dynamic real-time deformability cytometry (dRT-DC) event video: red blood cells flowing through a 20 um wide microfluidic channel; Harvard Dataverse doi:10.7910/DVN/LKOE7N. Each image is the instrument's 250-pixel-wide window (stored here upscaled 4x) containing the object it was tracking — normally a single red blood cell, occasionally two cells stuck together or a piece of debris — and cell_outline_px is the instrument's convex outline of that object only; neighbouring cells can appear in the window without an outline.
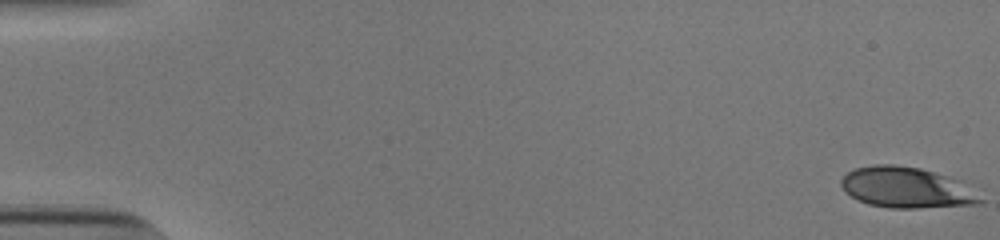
{"species": "human", "species_latin": "Homo sapiens", "temperature_condition": "cold", "stored_images_in_passage": 51, "camera_frame_rate_fps": 3000, "um_per_image_px": 0.085, "donor": {"sex": "male"}, "frame": {"image": 1, "passage_image": 1, "time_ms": 0.0, "image_size_px": [1000, 240], "cell_outline_px": [[984, 200], [980, 204], [916, 208], [888, 208], [868, 204], [844, 192], [840, 184], [840, 180], [848, 172], [856, 168], [872, 164], [892, 164], [920, 168], [948, 176], [960, 180]], "centroid_in_image_um": [77.03, 15.94], "position_along_channel_um": 8.0, "area_um2": 33.06}}
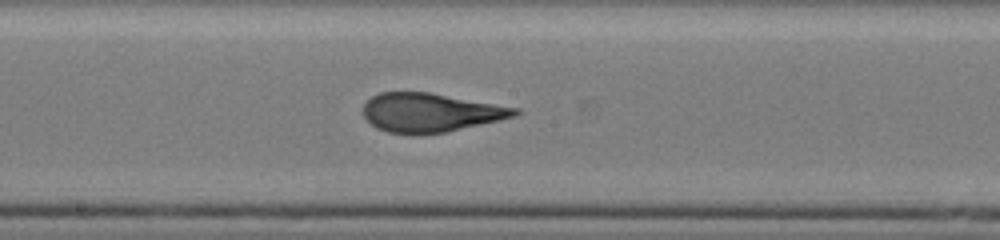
{"frame": {"image": 2, "passage_image": 30, "time_ms": 9.667, "image_size_px": [1000, 240], "cell_outline_px": [[520, 112], [512, 116], [500, 120], [444, 132], [412, 136], [388, 132], [376, 128], [364, 116], [364, 104], [372, 96], [380, 92], [428, 92], [520, 108]], "centroid_in_image_um": [36.56, 9.58], "position_along_channel_um": 211.6, "area_um2": 34.28}}
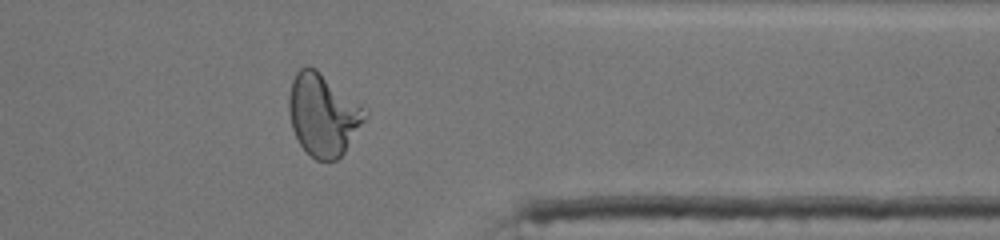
{"frame": {"image": 3, "passage_image": 44, "time_ms": 14.333, "image_size_px": [1000, 240], "cell_outline_px": [[368, 112], [364, 120], [344, 152], [336, 160], [316, 160], [300, 144], [292, 128], [288, 112], [288, 96], [292, 80], [296, 72], [300, 68], [308, 64], [316, 68], [368, 108]], "centroid_in_image_um": [27.46, 9.69], "position_along_channel_um": 383.9, "area_um2": 36.59}}